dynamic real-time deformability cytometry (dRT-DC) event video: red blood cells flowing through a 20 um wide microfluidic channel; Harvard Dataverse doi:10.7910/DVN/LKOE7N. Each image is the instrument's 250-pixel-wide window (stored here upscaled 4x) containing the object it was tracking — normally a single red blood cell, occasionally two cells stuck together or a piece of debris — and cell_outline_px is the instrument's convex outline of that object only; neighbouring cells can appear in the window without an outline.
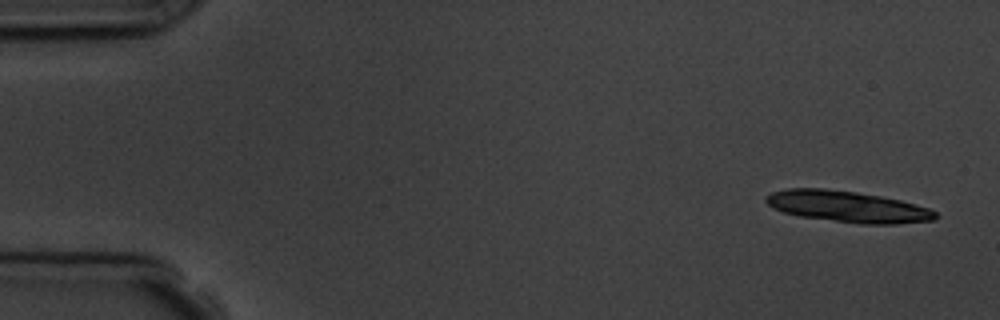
{"species": "common noctule bat (a hibernating species)", "species_latin": "Nyctalus noctula", "temperature_condition": "room temperature", "stored_images_in_passage": 5, "camera_frame_rate_fps": 3000, "um_per_image_px": 0.085, "animal": {"sex": "male", "body_mass_g": 19.5, "forearm_length_mm": 54.6}, "frame": {"image": 1, "passage_image": 1, "time_ms": 0.0, "image_size_px": [1000, 320], "cell_outline_px": [[940, 216], [936, 220], [896, 224], [860, 224], [800, 216], [784, 212], [772, 208], [764, 200], [764, 196], [772, 192], [788, 188], [824, 188], [856, 192], [880, 196], [900, 200], [916, 204], [928, 208], [936, 212]], "centroid_in_image_um": [72.05, 17.56], "position_along_channel_um": 12.9, "area_um2": 31.04}}
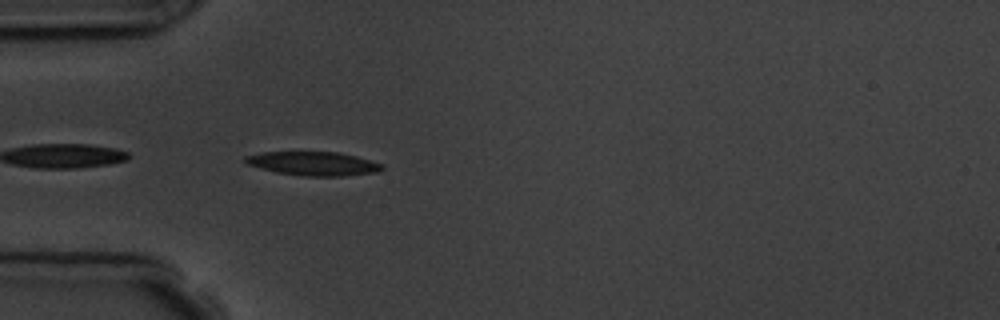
{"frame": {"image": 2, "passage_image": 5, "time_ms": 4.667, "image_size_px": [1000, 320], "cell_outline_px": [[384, 168], [376, 172], [344, 176], [304, 176], [276, 172], [244, 164], [244, 156], [260, 152], [336, 152], [356, 156], [384, 164]], "centroid_in_image_um": [26.6, 13.9], "position_along_channel_um": 58.4, "area_um2": 19.07}}